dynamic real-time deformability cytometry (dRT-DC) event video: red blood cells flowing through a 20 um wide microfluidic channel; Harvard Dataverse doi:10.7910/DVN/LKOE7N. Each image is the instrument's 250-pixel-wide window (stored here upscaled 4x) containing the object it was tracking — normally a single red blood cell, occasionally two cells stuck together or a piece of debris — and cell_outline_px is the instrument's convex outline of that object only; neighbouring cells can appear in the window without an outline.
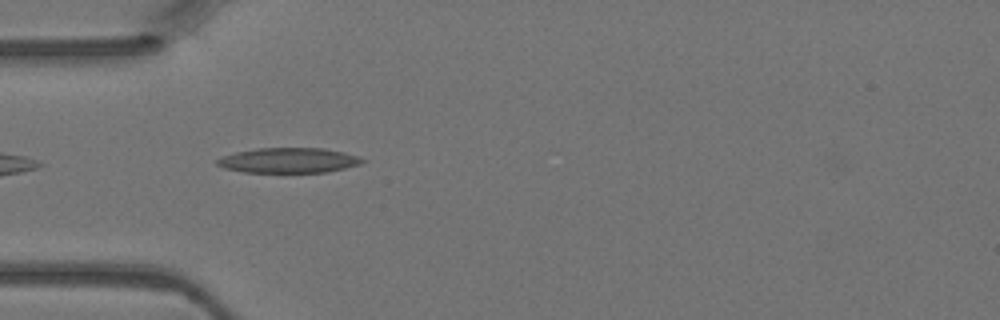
{"species": "Egyptian fruit bat (a non-hibernating species)", "species_latin": "Rousettus aegyptiacus", "temperature_condition": "warm", "stored_images_in_passage": 2, "camera_frame_rate_fps": 3000, "um_per_image_px": 0.085, "animal": {"sex": "female"}, "frame": {"image": 1, "passage_image": 2, "time_ms": 0.333, "image_size_px": [1000, 320], "cell_outline_px": [[364, 160], [360, 164], [328, 172], [244, 172], [224, 168], [216, 164], [216, 160], [224, 156], [236, 152], [256, 148], [324, 148], [344, 152], [356, 156]], "centroid_in_image_um": [24.51, 13.63], "position_along_channel_um": 60.5, "area_um2": 21.04}}